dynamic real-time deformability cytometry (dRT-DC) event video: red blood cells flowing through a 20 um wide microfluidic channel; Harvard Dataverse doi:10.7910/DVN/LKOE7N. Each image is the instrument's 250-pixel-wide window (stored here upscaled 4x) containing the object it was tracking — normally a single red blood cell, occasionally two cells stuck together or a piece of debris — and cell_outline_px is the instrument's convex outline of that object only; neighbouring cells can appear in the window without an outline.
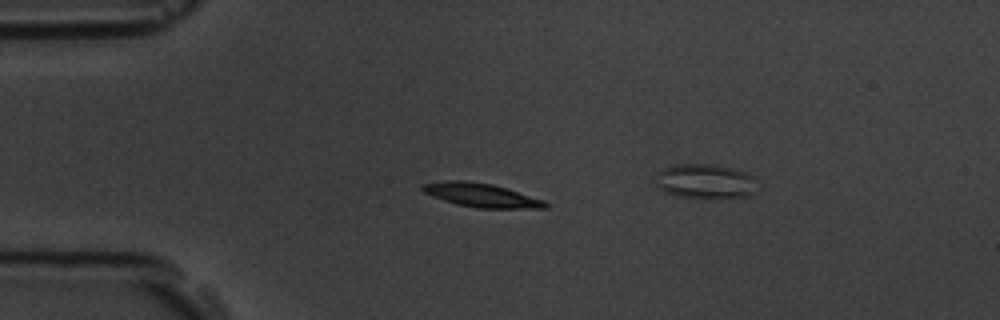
{"species": "common noctule bat (a hibernating species)", "species_latin": "Nyctalus noctula", "temperature_condition": "room temperature", "stored_images_in_passage": 6, "segment_of_instrument_passage": [1, 2], "camera_frame_rate_fps": 3000, "um_per_image_px": 0.085, "animal": {"sex": "male", "body_mass_g": 19.5, "forearm_length_mm": 54.6}, "frame": {"image": 1, "passage_image": 5, "time_ms": 4.667, "image_size_px": [1000, 320], "cell_outline_px": [[548, 208], [476, 208], [456, 204], [432, 196], [424, 192], [420, 188], [420, 184], [448, 180], [464, 180], [492, 184], [544, 200], [548, 204]], "centroid_in_image_um": [40.87, 16.58], "position_along_channel_um": 44.1, "area_um2": 16.94}}